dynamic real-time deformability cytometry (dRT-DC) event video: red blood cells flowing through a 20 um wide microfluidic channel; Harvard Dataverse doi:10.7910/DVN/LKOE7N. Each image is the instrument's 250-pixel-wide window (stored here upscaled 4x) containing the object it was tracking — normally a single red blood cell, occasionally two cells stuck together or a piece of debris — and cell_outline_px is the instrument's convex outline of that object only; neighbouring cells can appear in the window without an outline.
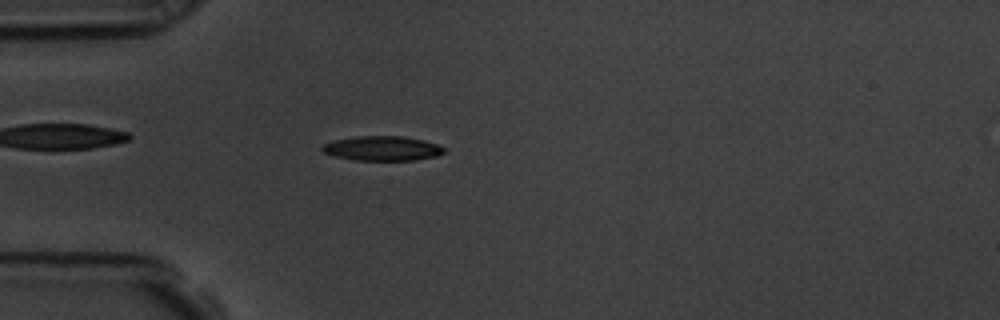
{"species": "common noctule bat (a hibernating species)", "species_latin": "Nyctalus noctula", "temperature_condition": "room temperature", "stored_images_in_passage": 57, "camera_frame_rate_fps": 3000, "um_per_image_px": 0.085, "animal": {"sex": "male", "body_mass_g": 19.5, "forearm_length_mm": 54.6}, "frame": {"image": 1, "passage_image": 16, "time_ms": 5.0, "image_size_px": [1000, 320], "cell_outline_px": [[444, 152], [436, 156], [412, 160], [356, 160], [336, 156], [324, 152], [320, 148], [324, 144], [336, 140], [356, 136], [404, 136], [424, 140], [436, 144], [444, 148]], "centroid_in_image_um": [32.5, 12.6], "position_along_channel_um": 52.5, "area_um2": 17.22}}
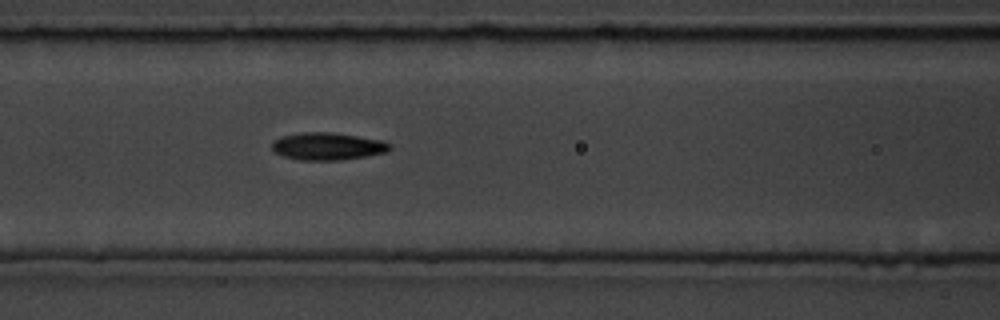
{"frame": {"image": 2, "passage_image": 24, "time_ms": 7.667, "image_size_px": [1000, 320], "cell_outline_px": [[392, 148], [388, 152], [368, 156], [340, 160], [300, 160], [284, 156], [276, 152], [272, 148], [272, 144], [280, 136], [300, 132], [332, 132], [384, 140], [392, 144]], "centroid_in_image_um": [27.91, 12.43], "position_along_channel_um": 138.7, "area_um2": 19.02}}
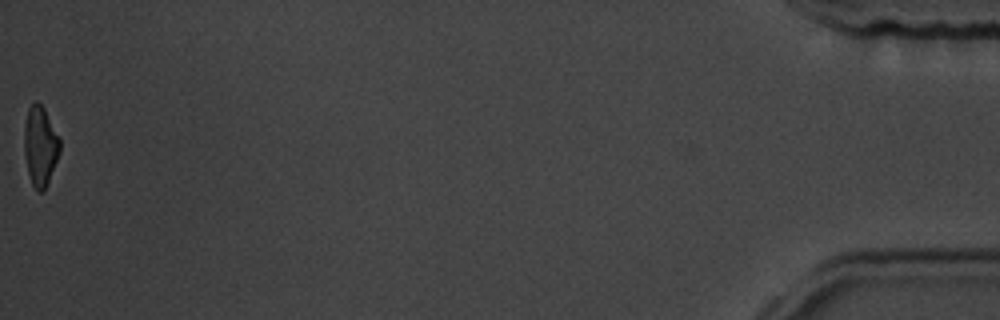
{"frame": {"image": 3, "passage_image": 57, "time_ms": 18.667, "image_size_px": [1000, 320], "cell_outline_px": [[60, 152], [44, 192], [36, 192], [32, 184], [28, 172], [24, 152], [24, 124], [28, 108], [36, 100], [44, 108], [60, 140]], "centroid_in_image_um": [3.41, 12.43], "position_along_channel_um": 431.8, "area_um2": 16.53}, "authors_computed_cell_mechanics": {"area_um2": 17.7446, "velocity_mm_per_s": 3.5813, "shape_relaxation_time_tau1_ms": 3.1771, "shape_relaxation_time_tau2_ms": 2.9043, "deformation_change_tau1": 0.1428, "deformation_change_tau2": 0.0911}}